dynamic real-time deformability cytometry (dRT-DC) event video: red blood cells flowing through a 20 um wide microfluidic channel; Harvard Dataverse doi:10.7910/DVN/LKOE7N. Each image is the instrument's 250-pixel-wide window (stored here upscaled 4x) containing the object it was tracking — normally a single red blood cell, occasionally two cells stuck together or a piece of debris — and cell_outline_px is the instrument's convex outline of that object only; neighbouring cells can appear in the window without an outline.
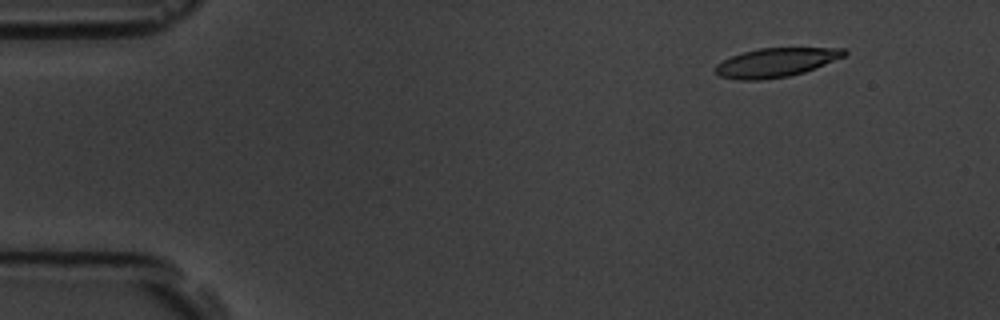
{"species": "common noctule bat (a hibernating species)", "species_latin": "Nyctalus noctula", "temperature_condition": "room temperature", "stored_images_in_passage": 15, "camera_frame_rate_fps": 3000, "um_per_image_px": 0.085, "animal": {"sex": "male", "body_mass_g": 19.5, "forearm_length_mm": 54.6}, "frame": {"image": 1, "passage_image": 2, "time_ms": 1.333, "image_size_px": [1000, 320], "cell_outline_px": [[848, 52], [844, 56], [804, 72], [788, 76], [760, 80], [736, 80], [720, 76], [712, 68], [716, 64], [732, 56], [744, 52], [760, 48], [844, 48]], "centroid_in_image_um": [65.91, 5.32], "position_along_channel_um": 19.1, "area_um2": 21.56}}
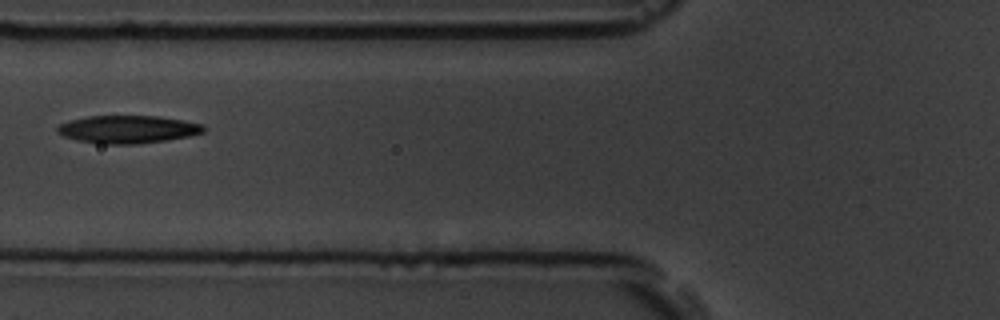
{"frame": {"image": 2, "passage_image": 6, "time_ms": 6.667, "image_size_px": [1000, 320], "cell_outline_px": [[208, 128], [204, 132], [188, 136], [164, 140], [136, 144], [104, 144], [76, 140], [64, 136], [56, 132], [56, 128], [60, 124], [68, 120], [88, 116], [160, 116], [184, 120], [204, 124]], "centroid_in_image_um": [10.87, 10.98], "position_along_channel_um": 114.9, "area_um2": 23.81}}
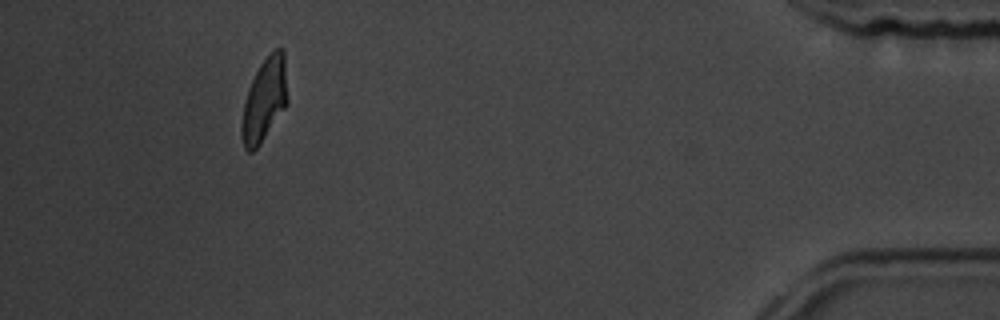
{"frame": {"image": 3, "passage_image": 14, "time_ms": 16.667, "image_size_px": [1000, 320], "cell_outline_px": [[288, 104], [260, 144], [252, 152], [248, 152], [244, 148], [240, 136], [240, 128], [244, 100], [248, 88], [260, 64], [276, 48], [284, 48], [288, 100]], "centroid_in_image_um": [22.47, 8.51], "position_along_channel_um": 412.7, "area_um2": 22.48}, "authors_computed_cell_mechanics": {"area_um2": 23.2934, "velocity_mm_per_s": 3.6068, "shape_relaxation_time_tau1_ms": 5.2476, "shape_relaxation_time_tau2_ms": 3.254, "deformation_change_tau1": 0.1565, "deformation_change_tau2": 0.0938}}